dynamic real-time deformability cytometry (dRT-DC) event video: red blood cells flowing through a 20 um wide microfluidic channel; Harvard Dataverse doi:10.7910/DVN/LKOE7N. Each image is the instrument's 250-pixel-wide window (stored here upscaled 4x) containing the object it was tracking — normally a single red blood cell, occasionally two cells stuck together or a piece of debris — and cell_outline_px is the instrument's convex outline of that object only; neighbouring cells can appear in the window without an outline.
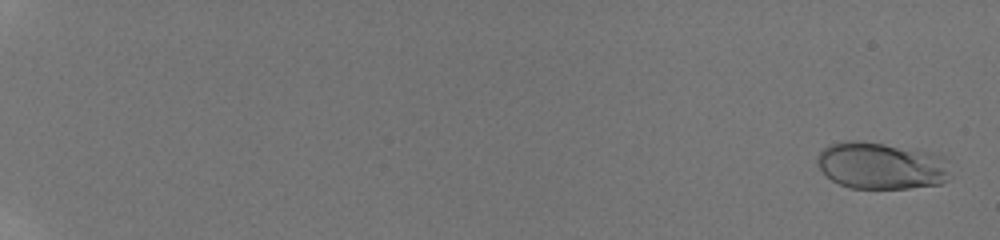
{"species": "human", "species_latin": "Homo sapiens", "temperature_condition": "room temperature", "stored_images_in_passage": 57, "camera_frame_rate_fps": 3000, "um_per_image_px": 0.085, "donor": {"sex": "male"}, "frame": {"image": 1, "passage_image": 2, "time_ms": 0.333, "image_size_px": [1000, 240], "cell_outline_px": [[948, 180], [940, 184], [908, 188], [852, 188], [840, 184], [832, 180], [820, 168], [816, 160], [816, 156], [828, 144], [844, 140], [856, 140], [940, 152], [944, 156], [948, 172]], "centroid_in_image_um": [74.92, 14.06], "position_along_channel_um": 10.1, "area_um2": 36.7}}
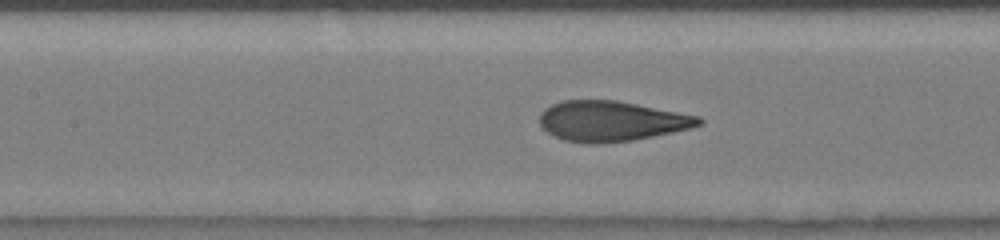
{"frame": {"image": 2, "passage_image": 31, "time_ms": 10.0, "image_size_px": [1000, 240], "cell_outline_px": [[704, 124], [672, 132], [632, 140], [596, 144], [588, 144], [564, 140], [548, 132], [540, 124], [540, 112], [544, 108], [560, 100], [616, 100], [700, 116], [704, 120]], "centroid_in_image_um": [51.96, 10.28], "position_along_channel_um": 155.4, "area_um2": 37.28}}
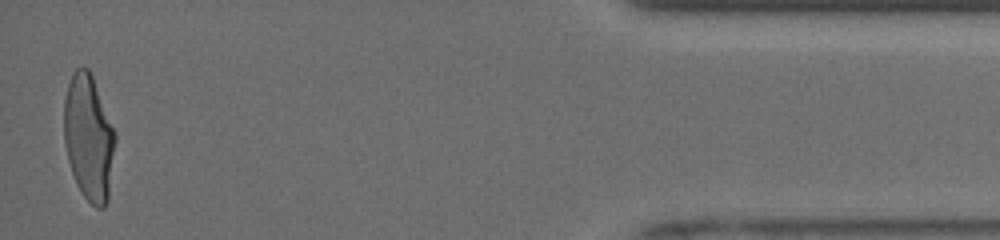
{"frame": {"image": 3, "passage_image": 56, "time_ms": 18.333, "image_size_px": [1000, 240], "cell_outline_px": [[116, 140], [108, 200], [104, 208], [96, 208], [84, 196], [76, 184], [68, 160], [64, 144], [64, 100], [68, 84], [72, 72], [76, 68], [88, 68], [92, 76], [116, 132]], "centroid_in_image_um": [7.54, 11.71], "position_along_channel_um": 427.7, "area_um2": 37.63}, "authors_computed_cell_mechanics": {"area_um2": 37.1654, "velocity_mm_per_s": 3.9765, "shape_relaxation_time_tau1_ms": 5.3529, "shape_relaxation_time_tau2_ms": null, "deformation_change_tau1": 0.2092, "deformation_change_tau2": null}}